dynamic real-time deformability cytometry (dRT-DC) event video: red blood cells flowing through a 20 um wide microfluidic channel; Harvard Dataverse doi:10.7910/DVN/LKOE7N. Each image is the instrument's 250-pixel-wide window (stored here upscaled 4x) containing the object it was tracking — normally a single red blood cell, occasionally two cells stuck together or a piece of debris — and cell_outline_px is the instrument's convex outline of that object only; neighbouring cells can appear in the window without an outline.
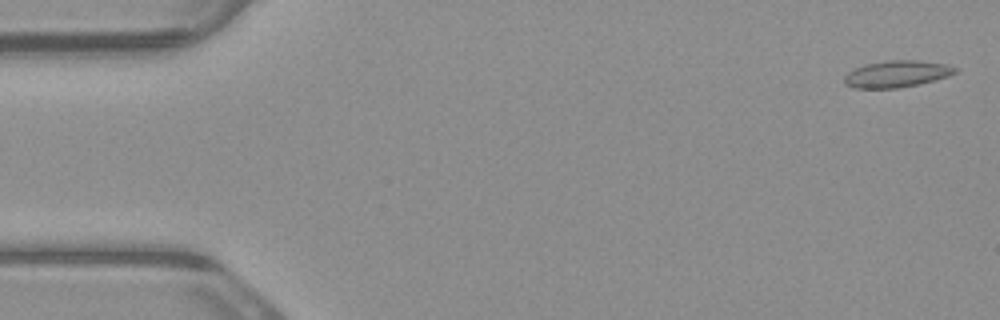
{"species": "common noctule bat (a hibernating species)", "species_latin": "Nyctalus noctula", "temperature_condition": "warm", "stored_images_in_passage": 5, "camera_frame_rate_fps": 3000, "um_per_image_px": 0.085, "animal": {"sex": "male", "body_mass_g": 23.1, "forearm_length_mm": 52.7}, "frame": {"image": 1, "passage_image": 1, "time_ms": 0.0, "image_size_px": [1000, 320], "cell_outline_px": [[960, 68], [956, 72], [948, 76], [936, 80], [896, 88], [852, 88], [844, 84], [844, 76], [848, 72], [864, 64], [888, 60], [920, 60], [948, 64]], "centroid_in_image_um": [76.24, 6.27], "position_along_channel_um": 8.8, "area_um2": 17.4}}
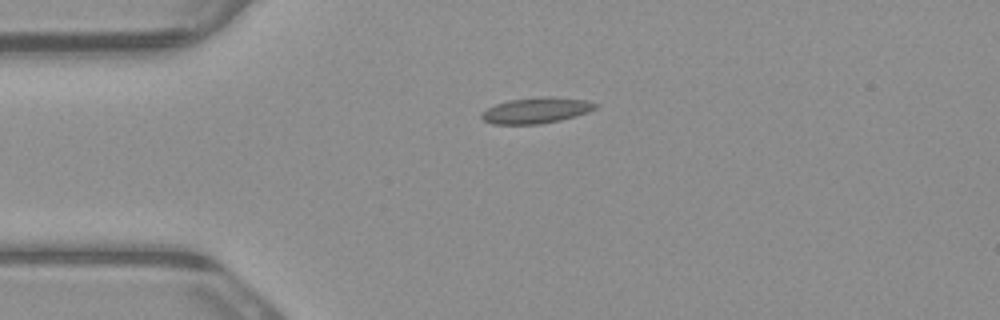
{"frame": {"image": 2, "passage_image": 4, "time_ms": 1.0, "image_size_px": [1000, 320], "cell_outline_px": [[600, 104], [596, 108], [588, 112], [576, 116], [560, 120], [540, 124], [492, 124], [484, 120], [480, 116], [480, 112], [496, 104], [508, 100], [548, 96], [552, 96], [588, 100]], "centroid_in_image_um": [45.61, 9.38], "position_along_channel_um": 39.4, "area_um2": 17.28}}